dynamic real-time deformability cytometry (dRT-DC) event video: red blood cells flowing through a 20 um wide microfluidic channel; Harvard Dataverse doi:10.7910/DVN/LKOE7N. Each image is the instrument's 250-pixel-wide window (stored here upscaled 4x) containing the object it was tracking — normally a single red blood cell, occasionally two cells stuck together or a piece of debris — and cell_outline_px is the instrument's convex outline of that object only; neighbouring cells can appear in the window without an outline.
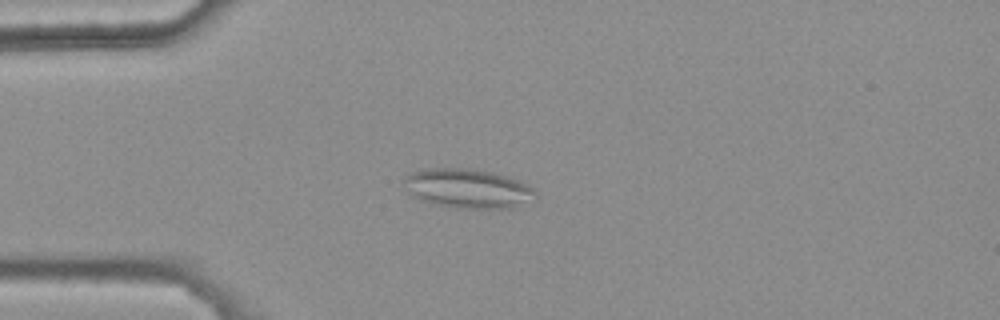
{"species": "common noctule bat (a hibernating species)", "species_latin": "Nyctalus noctula", "temperature_condition": "warm", "stored_images_in_passage": 33, "camera_frame_rate_fps": 3000, "um_per_image_px": 0.085, "animal": {"sex": "female", "body_mass_g": 25.1}, "frame": {"image": 1, "passage_image": 1, "time_ms": 0.0, "image_size_px": [1000, 320], "cell_outline_px": [[536, 196], [512, 208], [456, 208], [432, 204], [408, 196], [404, 180], [412, 172], [432, 168], [464, 168], [492, 172], [528, 184], [536, 192]], "centroid_in_image_um": [39.7, 16.03], "position_along_channel_um": 45.3, "area_um2": 29.88}}
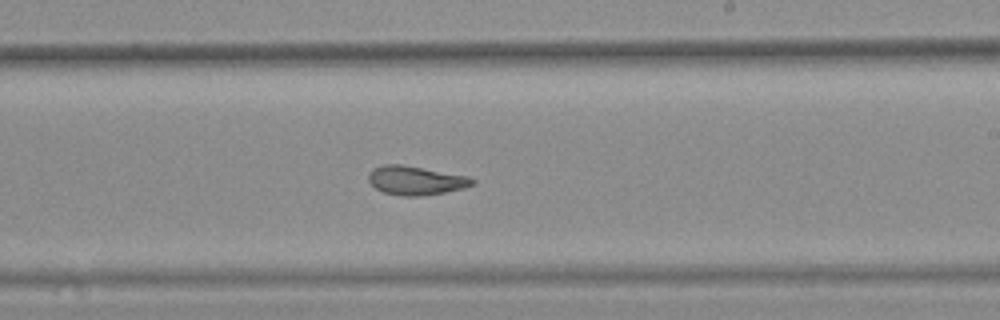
{"frame": {"image": 2, "passage_image": 19, "time_ms": 6.0, "image_size_px": [1000, 320], "cell_outline_px": [[476, 184], [464, 188], [424, 196], [404, 196], [384, 192], [376, 188], [368, 180], [368, 172], [372, 168], [384, 164], [400, 164], [468, 176], [476, 180]], "centroid_in_image_um": [35.34, 15.33], "position_along_channel_um": 253.7, "area_um2": 17.51}}
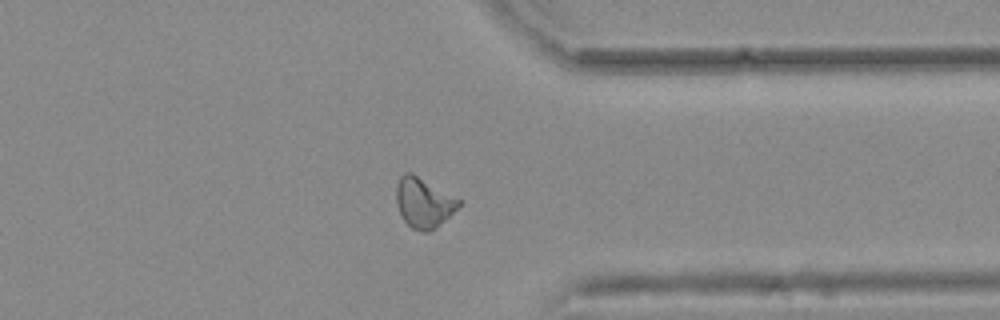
{"frame": {"image": 3, "passage_image": 29, "time_ms": 9.333, "image_size_px": [1000, 320], "cell_outline_px": [[460, 204], [436, 228], [428, 232], [424, 232], [412, 228], [404, 220], [400, 212], [396, 200], [396, 184], [400, 176], [404, 172], [412, 172], [460, 200]], "centroid_in_image_um": [35.97, 17.21], "position_along_channel_um": 375.4, "area_um2": 17.86}, "authors_computed_cell_mechanics": {"area_um2": 17.5134, "velocity_mm_per_s": 3.7682, "shape_relaxation_time_tau1_ms": null, "shape_relaxation_time_tau2_ms": 2.1363, "deformation_change_tau1": null, "deformation_change_tau2": 0.0889}}